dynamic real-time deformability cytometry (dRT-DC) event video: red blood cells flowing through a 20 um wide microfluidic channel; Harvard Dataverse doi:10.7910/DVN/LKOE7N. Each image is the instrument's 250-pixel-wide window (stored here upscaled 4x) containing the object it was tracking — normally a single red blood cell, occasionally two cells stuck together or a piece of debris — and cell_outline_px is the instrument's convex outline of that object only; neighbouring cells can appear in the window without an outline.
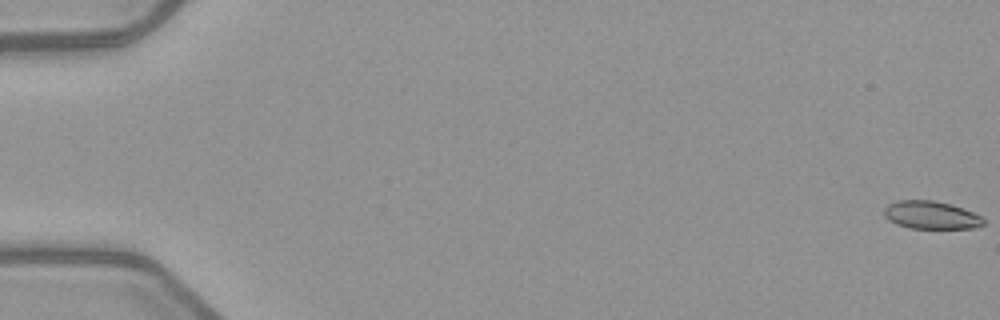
{"species": "common noctule bat (a hibernating species)", "species_latin": "Nyctalus noctula", "temperature_condition": "warm", "stored_images_in_passage": 5, "camera_frame_rate_fps": 3000, "um_per_image_px": 0.085, "animal": {"sex": "female", "body_mass_g": 21.9}, "frame": {"image": 1, "passage_image": 1, "time_ms": 0.0, "image_size_px": [1000, 320], "cell_outline_px": [[984, 224], [976, 228], [908, 228], [896, 224], [888, 220], [884, 216], [884, 208], [888, 204], [896, 200], [932, 200], [948, 204], [972, 212], [980, 216], [984, 220]], "centroid_in_image_um": [79.09, 18.28], "position_along_channel_um": 5.9, "area_um2": 16.07}}